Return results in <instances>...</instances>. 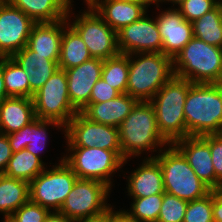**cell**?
Segmentation results:
<instances>
[{"label":"cell","instance_id":"cell-24","mask_svg":"<svg viewBox=\"0 0 222 222\" xmlns=\"http://www.w3.org/2000/svg\"><path fill=\"white\" fill-rule=\"evenodd\" d=\"M36 119L32 98L7 97L0 104V133L19 131Z\"/></svg>","mask_w":222,"mask_h":222},{"label":"cell","instance_id":"cell-46","mask_svg":"<svg viewBox=\"0 0 222 222\" xmlns=\"http://www.w3.org/2000/svg\"><path fill=\"white\" fill-rule=\"evenodd\" d=\"M166 1H168V2H170V3H172L173 4V6L172 7H174V5H176V4H181L183 1H185V0H159L158 2H166Z\"/></svg>","mask_w":222,"mask_h":222},{"label":"cell","instance_id":"cell-41","mask_svg":"<svg viewBox=\"0 0 222 222\" xmlns=\"http://www.w3.org/2000/svg\"><path fill=\"white\" fill-rule=\"evenodd\" d=\"M112 206L109 207V222H136L125 210L113 211Z\"/></svg>","mask_w":222,"mask_h":222},{"label":"cell","instance_id":"cell-13","mask_svg":"<svg viewBox=\"0 0 222 222\" xmlns=\"http://www.w3.org/2000/svg\"><path fill=\"white\" fill-rule=\"evenodd\" d=\"M35 22L21 9L0 1V57H11L27 45Z\"/></svg>","mask_w":222,"mask_h":222},{"label":"cell","instance_id":"cell-19","mask_svg":"<svg viewBox=\"0 0 222 222\" xmlns=\"http://www.w3.org/2000/svg\"><path fill=\"white\" fill-rule=\"evenodd\" d=\"M139 101L127 93L101 103H89L81 113L90 121L119 127Z\"/></svg>","mask_w":222,"mask_h":222},{"label":"cell","instance_id":"cell-14","mask_svg":"<svg viewBox=\"0 0 222 222\" xmlns=\"http://www.w3.org/2000/svg\"><path fill=\"white\" fill-rule=\"evenodd\" d=\"M117 45L120 54L140 52H162V38L156 18L144 14L135 22L117 31Z\"/></svg>","mask_w":222,"mask_h":222},{"label":"cell","instance_id":"cell-39","mask_svg":"<svg viewBox=\"0 0 222 222\" xmlns=\"http://www.w3.org/2000/svg\"><path fill=\"white\" fill-rule=\"evenodd\" d=\"M11 157L12 150L7 135L0 133V174L4 173Z\"/></svg>","mask_w":222,"mask_h":222},{"label":"cell","instance_id":"cell-10","mask_svg":"<svg viewBox=\"0 0 222 222\" xmlns=\"http://www.w3.org/2000/svg\"><path fill=\"white\" fill-rule=\"evenodd\" d=\"M87 6V10L68 24L79 34L92 58L106 60L118 56L117 32L90 5Z\"/></svg>","mask_w":222,"mask_h":222},{"label":"cell","instance_id":"cell-33","mask_svg":"<svg viewBox=\"0 0 222 222\" xmlns=\"http://www.w3.org/2000/svg\"><path fill=\"white\" fill-rule=\"evenodd\" d=\"M213 189L206 196L188 202L183 222H214Z\"/></svg>","mask_w":222,"mask_h":222},{"label":"cell","instance_id":"cell-21","mask_svg":"<svg viewBox=\"0 0 222 222\" xmlns=\"http://www.w3.org/2000/svg\"><path fill=\"white\" fill-rule=\"evenodd\" d=\"M128 176L126 188L130 197L142 198L165 192L162 170L155 158L146 157Z\"/></svg>","mask_w":222,"mask_h":222},{"label":"cell","instance_id":"cell-38","mask_svg":"<svg viewBox=\"0 0 222 222\" xmlns=\"http://www.w3.org/2000/svg\"><path fill=\"white\" fill-rule=\"evenodd\" d=\"M209 146L216 178L222 183V136L209 134Z\"/></svg>","mask_w":222,"mask_h":222},{"label":"cell","instance_id":"cell-12","mask_svg":"<svg viewBox=\"0 0 222 222\" xmlns=\"http://www.w3.org/2000/svg\"><path fill=\"white\" fill-rule=\"evenodd\" d=\"M69 148H92L121 151L119 130L115 126L90 121L81 112L64 127Z\"/></svg>","mask_w":222,"mask_h":222},{"label":"cell","instance_id":"cell-47","mask_svg":"<svg viewBox=\"0 0 222 222\" xmlns=\"http://www.w3.org/2000/svg\"><path fill=\"white\" fill-rule=\"evenodd\" d=\"M71 1V0H70ZM85 1V3L87 4V5H89L92 1H94V0H84ZM72 2H74L73 0H72Z\"/></svg>","mask_w":222,"mask_h":222},{"label":"cell","instance_id":"cell-31","mask_svg":"<svg viewBox=\"0 0 222 222\" xmlns=\"http://www.w3.org/2000/svg\"><path fill=\"white\" fill-rule=\"evenodd\" d=\"M128 72L129 55L119 54L113 58L103 60L101 78L120 94L127 91Z\"/></svg>","mask_w":222,"mask_h":222},{"label":"cell","instance_id":"cell-6","mask_svg":"<svg viewBox=\"0 0 222 222\" xmlns=\"http://www.w3.org/2000/svg\"><path fill=\"white\" fill-rule=\"evenodd\" d=\"M166 148L150 156L160 164L165 192L187 202L209 194L212 189L198 178L183 154L173 144Z\"/></svg>","mask_w":222,"mask_h":222},{"label":"cell","instance_id":"cell-22","mask_svg":"<svg viewBox=\"0 0 222 222\" xmlns=\"http://www.w3.org/2000/svg\"><path fill=\"white\" fill-rule=\"evenodd\" d=\"M116 32L147 13V7L123 0H94L89 4Z\"/></svg>","mask_w":222,"mask_h":222},{"label":"cell","instance_id":"cell-32","mask_svg":"<svg viewBox=\"0 0 222 222\" xmlns=\"http://www.w3.org/2000/svg\"><path fill=\"white\" fill-rule=\"evenodd\" d=\"M130 210H125L136 222H157L163 193L149 197L132 198Z\"/></svg>","mask_w":222,"mask_h":222},{"label":"cell","instance_id":"cell-5","mask_svg":"<svg viewBox=\"0 0 222 222\" xmlns=\"http://www.w3.org/2000/svg\"><path fill=\"white\" fill-rule=\"evenodd\" d=\"M173 71L191 83H222V48L193 37L173 59Z\"/></svg>","mask_w":222,"mask_h":222},{"label":"cell","instance_id":"cell-36","mask_svg":"<svg viewBox=\"0 0 222 222\" xmlns=\"http://www.w3.org/2000/svg\"><path fill=\"white\" fill-rule=\"evenodd\" d=\"M50 212L49 209L29 200L19 207L9 219L12 222H45Z\"/></svg>","mask_w":222,"mask_h":222},{"label":"cell","instance_id":"cell-8","mask_svg":"<svg viewBox=\"0 0 222 222\" xmlns=\"http://www.w3.org/2000/svg\"><path fill=\"white\" fill-rule=\"evenodd\" d=\"M59 162L50 170L45 168L29 183L30 201L50 211H60L78 178L63 158Z\"/></svg>","mask_w":222,"mask_h":222},{"label":"cell","instance_id":"cell-16","mask_svg":"<svg viewBox=\"0 0 222 222\" xmlns=\"http://www.w3.org/2000/svg\"><path fill=\"white\" fill-rule=\"evenodd\" d=\"M102 66V59L91 58L65 70L70 102L78 112L89 104L92 88L101 78Z\"/></svg>","mask_w":222,"mask_h":222},{"label":"cell","instance_id":"cell-34","mask_svg":"<svg viewBox=\"0 0 222 222\" xmlns=\"http://www.w3.org/2000/svg\"><path fill=\"white\" fill-rule=\"evenodd\" d=\"M187 205V201L164 192L157 222H183Z\"/></svg>","mask_w":222,"mask_h":222},{"label":"cell","instance_id":"cell-42","mask_svg":"<svg viewBox=\"0 0 222 222\" xmlns=\"http://www.w3.org/2000/svg\"><path fill=\"white\" fill-rule=\"evenodd\" d=\"M75 222H109V208L100 214L79 219Z\"/></svg>","mask_w":222,"mask_h":222},{"label":"cell","instance_id":"cell-20","mask_svg":"<svg viewBox=\"0 0 222 222\" xmlns=\"http://www.w3.org/2000/svg\"><path fill=\"white\" fill-rule=\"evenodd\" d=\"M47 126H56L58 129L62 128L64 130V126L57 121L36 118L19 131L8 134L7 138L9 140L12 153L26 149L42 160V157L39 154L43 152V149L47 145V131L49 129Z\"/></svg>","mask_w":222,"mask_h":222},{"label":"cell","instance_id":"cell-3","mask_svg":"<svg viewBox=\"0 0 222 222\" xmlns=\"http://www.w3.org/2000/svg\"><path fill=\"white\" fill-rule=\"evenodd\" d=\"M173 76V59L162 52L129 54L126 93L138 101H150Z\"/></svg>","mask_w":222,"mask_h":222},{"label":"cell","instance_id":"cell-23","mask_svg":"<svg viewBox=\"0 0 222 222\" xmlns=\"http://www.w3.org/2000/svg\"><path fill=\"white\" fill-rule=\"evenodd\" d=\"M11 58L29 75L30 98L58 69V60L47 59V56L39 55L27 45Z\"/></svg>","mask_w":222,"mask_h":222},{"label":"cell","instance_id":"cell-25","mask_svg":"<svg viewBox=\"0 0 222 222\" xmlns=\"http://www.w3.org/2000/svg\"><path fill=\"white\" fill-rule=\"evenodd\" d=\"M21 9L35 23L57 22L68 17L72 11L70 0H6Z\"/></svg>","mask_w":222,"mask_h":222},{"label":"cell","instance_id":"cell-28","mask_svg":"<svg viewBox=\"0 0 222 222\" xmlns=\"http://www.w3.org/2000/svg\"><path fill=\"white\" fill-rule=\"evenodd\" d=\"M45 164L31 152L22 149L19 152L12 153V157L8 161L3 174L30 183L44 171Z\"/></svg>","mask_w":222,"mask_h":222},{"label":"cell","instance_id":"cell-17","mask_svg":"<svg viewBox=\"0 0 222 222\" xmlns=\"http://www.w3.org/2000/svg\"><path fill=\"white\" fill-rule=\"evenodd\" d=\"M155 18L162 38V53L174 59L194 37L192 24L185 20L177 8L163 10Z\"/></svg>","mask_w":222,"mask_h":222},{"label":"cell","instance_id":"cell-26","mask_svg":"<svg viewBox=\"0 0 222 222\" xmlns=\"http://www.w3.org/2000/svg\"><path fill=\"white\" fill-rule=\"evenodd\" d=\"M30 200L29 183L0 174V212L9 218L19 207Z\"/></svg>","mask_w":222,"mask_h":222},{"label":"cell","instance_id":"cell-40","mask_svg":"<svg viewBox=\"0 0 222 222\" xmlns=\"http://www.w3.org/2000/svg\"><path fill=\"white\" fill-rule=\"evenodd\" d=\"M213 218L214 222H222V187L213 189Z\"/></svg>","mask_w":222,"mask_h":222},{"label":"cell","instance_id":"cell-48","mask_svg":"<svg viewBox=\"0 0 222 222\" xmlns=\"http://www.w3.org/2000/svg\"><path fill=\"white\" fill-rule=\"evenodd\" d=\"M2 221H3V222H12L9 218H7V219H4V218H3Z\"/></svg>","mask_w":222,"mask_h":222},{"label":"cell","instance_id":"cell-37","mask_svg":"<svg viewBox=\"0 0 222 222\" xmlns=\"http://www.w3.org/2000/svg\"><path fill=\"white\" fill-rule=\"evenodd\" d=\"M120 93L100 78L92 88L89 103H101L116 98Z\"/></svg>","mask_w":222,"mask_h":222},{"label":"cell","instance_id":"cell-30","mask_svg":"<svg viewBox=\"0 0 222 222\" xmlns=\"http://www.w3.org/2000/svg\"><path fill=\"white\" fill-rule=\"evenodd\" d=\"M3 77L9 97L30 98L29 75L11 57H3Z\"/></svg>","mask_w":222,"mask_h":222},{"label":"cell","instance_id":"cell-18","mask_svg":"<svg viewBox=\"0 0 222 222\" xmlns=\"http://www.w3.org/2000/svg\"><path fill=\"white\" fill-rule=\"evenodd\" d=\"M68 17L57 22L35 23L30 31L27 46L41 56L50 60H59L61 38L64 28L68 25ZM68 19V20H67Z\"/></svg>","mask_w":222,"mask_h":222},{"label":"cell","instance_id":"cell-1","mask_svg":"<svg viewBox=\"0 0 222 222\" xmlns=\"http://www.w3.org/2000/svg\"><path fill=\"white\" fill-rule=\"evenodd\" d=\"M187 136L222 131V83H194L184 105Z\"/></svg>","mask_w":222,"mask_h":222},{"label":"cell","instance_id":"cell-29","mask_svg":"<svg viewBox=\"0 0 222 222\" xmlns=\"http://www.w3.org/2000/svg\"><path fill=\"white\" fill-rule=\"evenodd\" d=\"M191 24L194 37L222 48V1Z\"/></svg>","mask_w":222,"mask_h":222},{"label":"cell","instance_id":"cell-9","mask_svg":"<svg viewBox=\"0 0 222 222\" xmlns=\"http://www.w3.org/2000/svg\"><path fill=\"white\" fill-rule=\"evenodd\" d=\"M36 118L54 120L64 127L78 111L72 106L65 70L57 69L33 96Z\"/></svg>","mask_w":222,"mask_h":222},{"label":"cell","instance_id":"cell-7","mask_svg":"<svg viewBox=\"0 0 222 222\" xmlns=\"http://www.w3.org/2000/svg\"><path fill=\"white\" fill-rule=\"evenodd\" d=\"M70 151V154H69ZM69 154V155H68ZM63 161L73 170L78 178L92 179L105 183L110 188L111 176L127 163L121 151L92 148H68Z\"/></svg>","mask_w":222,"mask_h":222},{"label":"cell","instance_id":"cell-35","mask_svg":"<svg viewBox=\"0 0 222 222\" xmlns=\"http://www.w3.org/2000/svg\"><path fill=\"white\" fill-rule=\"evenodd\" d=\"M222 0H185L178 6L181 15L192 23L214 9Z\"/></svg>","mask_w":222,"mask_h":222},{"label":"cell","instance_id":"cell-2","mask_svg":"<svg viewBox=\"0 0 222 222\" xmlns=\"http://www.w3.org/2000/svg\"><path fill=\"white\" fill-rule=\"evenodd\" d=\"M122 157L140 156L144 151L170 143L159 133L154 108L149 101H139L118 127Z\"/></svg>","mask_w":222,"mask_h":222},{"label":"cell","instance_id":"cell-27","mask_svg":"<svg viewBox=\"0 0 222 222\" xmlns=\"http://www.w3.org/2000/svg\"><path fill=\"white\" fill-rule=\"evenodd\" d=\"M91 58L92 56L86 44L79 34L68 24L64 28L61 38L58 68L66 70L79 66Z\"/></svg>","mask_w":222,"mask_h":222},{"label":"cell","instance_id":"cell-44","mask_svg":"<svg viewBox=\"0 0 222 222\" xmlns=\"http://www.w3.org/2000/svg\"><path fill=\"white\" fill-rule=\"evenodd\" d=\"M9 97L6 93L3 77V57H0V104Z\"/></svg>","mask_w":222,"mask_h":222},{"label":"cell","instance_id":"cell-43","mask_svg":"<svg viewBox=\"0 0 222 222\" xmlns=\"http://www.w3.org/2000/svg\"><path fill=\"white\" fill-rule=\"evenodd\" d=\"M45 222H75V221L69 219L59 211H51L49 215L46 217Z\"/></svg>","mask_w":222,"mask_h":222},{"label":"cell","instance_id":"cell-45","mask_svg":"<svg viewBox=\"0 0 222 222\" xmlns=\"http://www.w3.org/2000/svg\"><path fill=\"white\" fill-rule=\"evenodd\" d=\"M123 1L145 5L147 8L149 7V5L154 4V3L156 4L157 8L160 6L158 2L159 0H123Z\"/></svg>","mask_w":222,"mask_h":222},{"label":"cell","instance_id":"cell-15","mask_svg":"<svg viewBox=\"0 0 222 222\" xmlns=\"http://www.w3.org/2000/svg\"><path fill=\"white\" fill-rule=\"evenodd\" d=\"M173 145L187 159L190 167L200 180L211 189L222 187L216 178L209 146V134L203 136H186L173 143Z\"/></svg>","mask_w":222,"mask_h":222},{"label":"cell","instance_id":"cell-11","mask_svg":"<svg viewBox=\"0 0 222 222\" xmlns=\"http://www.w3.org/2000/svg\"><path fill=\"white\" fill-rule=\"evenodd\" d=\"M111 189L97 180L77 178L59 212L74 221L100 214L111 206Z\"/></svg>","mask_w":222,"mask_h":222},{"label":"cell","instance_id":"cell-4","mask_svg":"<svg viewBox=\"0 0 222 222\" xmlns=\"http://www.w3.org/2000/svg\"><path fill=\"white\" fill-rule=\"evenodd\" d=\"M193 84L174 75L149 101L154 108L159 133L170 144L187 136L184 105Z\"/></svg>","mask_w":222,"mask_h":222}]
</instances>
